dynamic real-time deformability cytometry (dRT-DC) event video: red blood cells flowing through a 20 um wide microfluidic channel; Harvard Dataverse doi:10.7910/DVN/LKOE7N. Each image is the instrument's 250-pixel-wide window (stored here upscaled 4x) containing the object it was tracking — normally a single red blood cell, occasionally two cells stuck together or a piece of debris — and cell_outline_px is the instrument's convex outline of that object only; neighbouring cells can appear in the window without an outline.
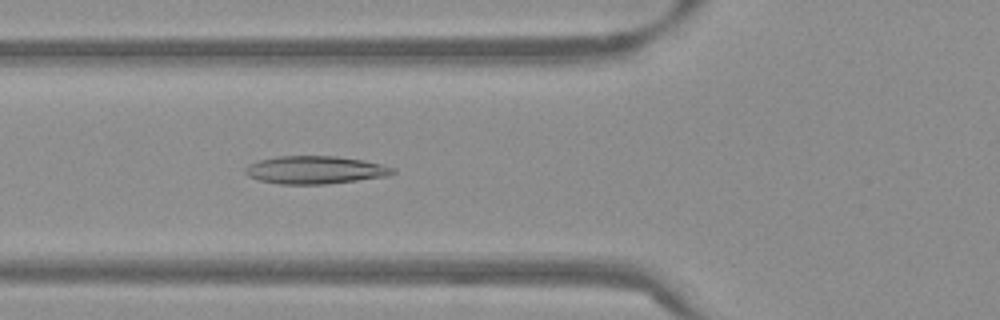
{"species": "Egyptian fruit bat (a non-hibernating species)", "species_latin": "Rousettus aegyptiacus", "temperature_condition": "warm", "stored_images_in_passage": 47, "camera_frame_rate_fps": 3000, "um_per_image_px": 0.085, "frame": {"image": 1, "passage_image": 19, "time_ms": 6.0, "image_size_px": [1000, 320], "cell_outline_px": [[396, 172], [388, 176], [328, 184], [280, 184], [260, 180], [248, 176], [244, 172], [244, 168], [248, 164], [260, 160], [280, 156], [336, 156], [360, 160], [380, 164], [396, 168]], "centroid_in_image_um": [26.78, 14.45], "position_along_channel_um": 99.0, "area_um2": 23.87}}
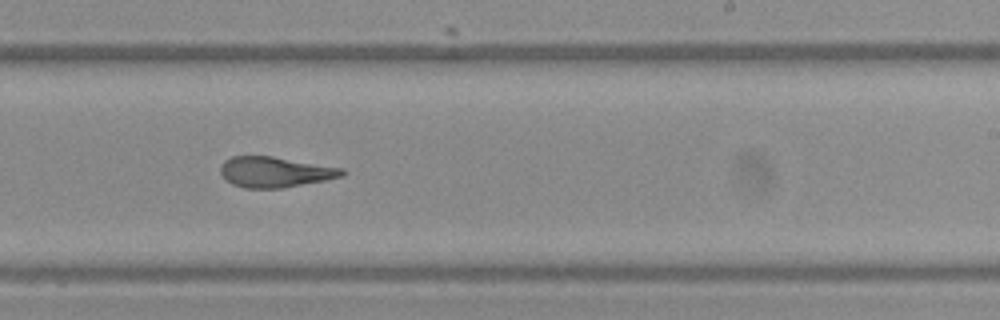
{"frame": {"image": 2, "passage_image": 32, "time_ms": 10.333, "image_size_px": [1000, 320], "cell_outline_px": [[348, 172], [344, 176], [324, 180], [280, 188], [244, 188], [232, 184], [220, 172], [220, 164], [224, 160], [232, 156], [272, 156], [344, 168]], "centroid_in_image_um": [23.39, 14.61], "position_along_channel_um": 265.6, "area_um2": 21.62}}
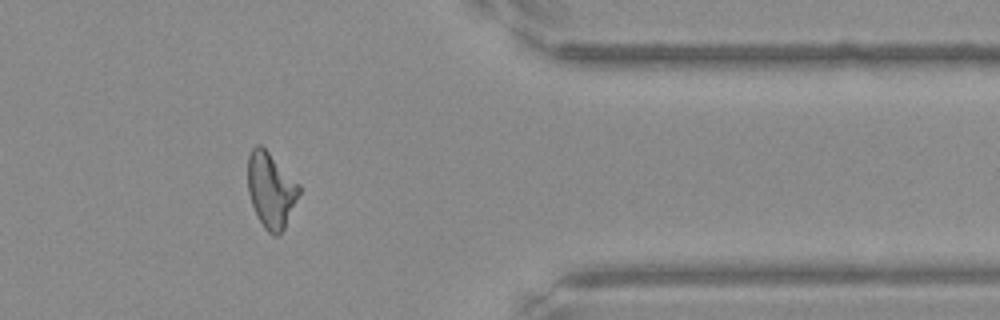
{"frame": {"image": 3, "passage_image": 43, "time_ms": 14.0, "image_size_px": [1000, 320], "cell_outline_px": [[300, 192], [284, 228], [276, 236], [272, 236], [264, 228], [256, 216], [248, 192], [248, 156], [252, 148], [256, 144], [260, 144], [300, 184]], "centroid_in_image_um": [23.01, 16.16], "position_along_channel_um": 388.4, "area_um2": 22.37}, "authors_computed_cell_mechanics": {"area_um2": 23.409, "velocity_mm_per_s": 3.8304, "shape_relaxation_time_tau1_ms": null, "shape_relaxation_time_tau2_ms": 2.3404, "deformation_change_tau1": null, "deformation_change_tau2": 0.1145}}